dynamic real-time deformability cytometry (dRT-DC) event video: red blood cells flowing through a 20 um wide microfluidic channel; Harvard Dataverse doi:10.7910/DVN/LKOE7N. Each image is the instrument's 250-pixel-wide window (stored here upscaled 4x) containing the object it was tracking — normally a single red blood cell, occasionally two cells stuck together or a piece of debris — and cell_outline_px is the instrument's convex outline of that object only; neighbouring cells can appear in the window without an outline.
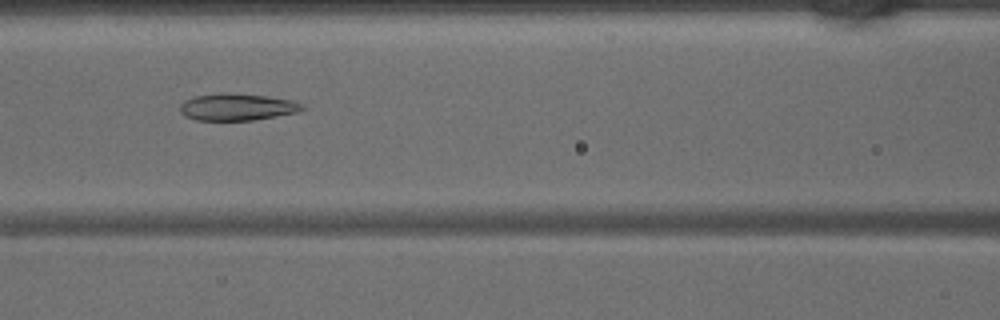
{"species": "common noctule bat (a hibernating species)", "species_latin": "Nyctalus noctula", "temperature_condition": "warm", "stored_images_in_passage": 44, "camera_frame_rate_fps": 3000, "um_per_image_px": 0.085, "animal": {"sex": "male", "body_mass_g": 15.6}, "frame": {"image": 1, "passage_image": 19, "time_ms": 6.0, "image_size_px": [1000, 320], "cell_outline_px": [[304, 108], [300, 112], [252, 120], [196, 120], [184, 116], [180, 112], [180, 104], [184, 100], [196, 96], [220, 92], [224, 92], [268, 96], [292, 100], [304, 104]], "centroid_in_image_um": [20.15, 9.09], "position_along_channel_um": 146.4, "area_um2": 19.36}}
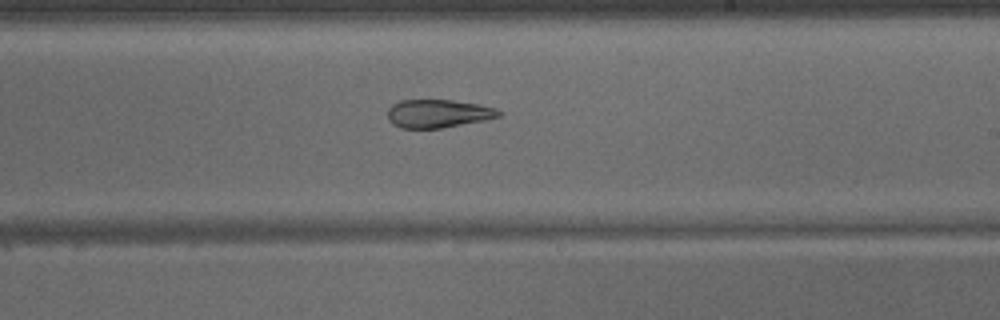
{"frame": {"image": 2, "passage_image": 26, "time_ms": 8.333, "image_size_px": [1000, 320], "cell_outline_px": [[504, 112], [500, 116], [484, 120], [440, 128], [400, 128], [392, 124], [388, 120], [388, 108], [392, 104], [400, 100], [452, 100], [480, 104], [496, 108]], "centroid_in_image_um": [37.24, 9.65], "position_along_channel_um": 251.8, "area_um2": 18.38}}
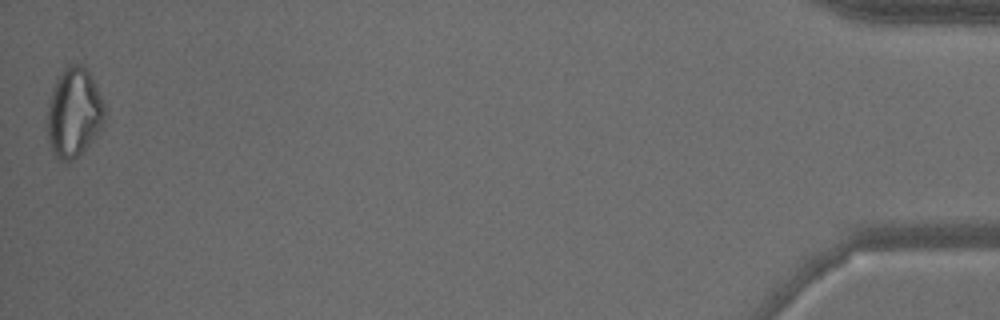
{"frame": {"image": 3, "passage_image": 44, "time_ms": 14.333, "image_size_px": [1000, 320], "cell_outline_px": [[104, 124], [80, 156], [64, 164], [52, 152], [48, 144], [48, 104], [56, 80], [64, 68], [68, 64], [80, 64], [88, 68], [92, 76], [104, 104]], "centroid_in_image_um": [6.29, 9.59], "position_along_channel_um": 428.9, "area_um2": 30.0}}